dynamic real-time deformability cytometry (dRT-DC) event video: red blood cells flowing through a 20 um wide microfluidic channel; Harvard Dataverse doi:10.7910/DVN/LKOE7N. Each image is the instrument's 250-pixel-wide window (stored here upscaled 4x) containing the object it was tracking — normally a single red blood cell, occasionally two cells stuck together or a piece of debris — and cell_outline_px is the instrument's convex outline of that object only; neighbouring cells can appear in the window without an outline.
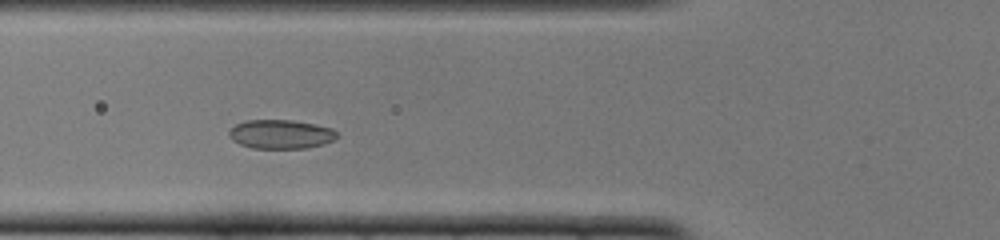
{"species": "common noctule bat (a hibernating species)", "species_latin": "Nyctalus noctula", "temperature_condition": "cold", "stored_images_in_passage": 43, "camera_frame_rate_fps": 3000, "um_per_image_px": 0.085, "animal": {"sex": "female", "body_mass_g": 22.0, "forearm_length_mm": 56.7}, "frame": {"image": 1, "passage_image": 10, "time_ms": 3.0, "image_size_px": [1000, 240], "cell_outline_px": [[336, 136], [332, 140], [324, 144], [308, 148], [252, 148], [240, 144], [232, 140], [228, 136], [228, 132], [236, 124], [244, 120], [292, 120], [316, 124], [332, 128], [336, 132]], "centroid_in_image_um": [23.84, 11.4], "position_along_channel_um": 102.0, "area_um2": 18.26}}
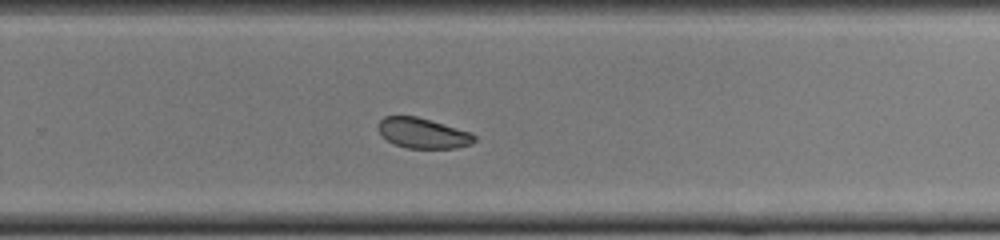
{"frame": {"image": 2, "passage_image": 25, "time_ms": 8.0, "image_size_px": [1000, 240], "cell_outline_px": [[476, 140], [472, 144], [456, 148], [408, 148], [396, 144], [388, 140], [380, 132], [376, 124], [384, 116], [416, 116], [472, 132], [476, 136]], "centroid_in_image_um": [35.98, 11.31], "position_along_channel_um": 293.8, "area_um2": 16.94}}
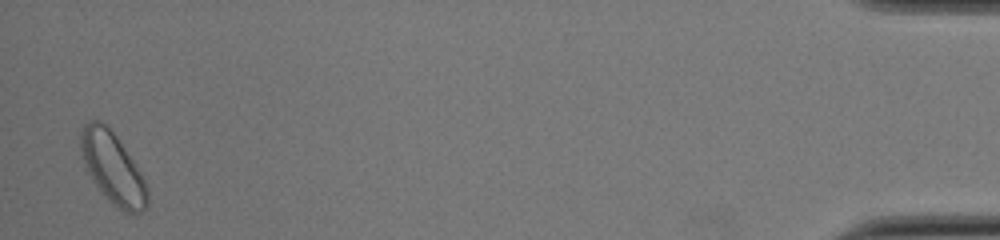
{"frame": {"image": 3, "passage_image": 42, "time_ms": 13.667, "image_size_px": [1000, 240], "cell_outline_px": [[148, 204], [140, 212], [124, 212], [108, 200], [96, 184], [84, 164], [80, 152], [80, 132], [84, 124], [88, 120], [100, 120], [116, 136], [140, 172], [148, 188]], "centroid_in_image_um": [9.56, 14.26], "position_along_channel_um": 425.6, "area_um2": 27.11}, "authors_computed_cell_mechanics": {"area_um2": 18.9006, "velocity_mm_per_s": 3.8449, "shape_relaxation_time_tau1_ms": 3.2082, "shape_relaxation_time_tau2_ms": 4.3553, "deformation_change_tau1": 0.0559, "deformation_change_tau2": 0.0713}}